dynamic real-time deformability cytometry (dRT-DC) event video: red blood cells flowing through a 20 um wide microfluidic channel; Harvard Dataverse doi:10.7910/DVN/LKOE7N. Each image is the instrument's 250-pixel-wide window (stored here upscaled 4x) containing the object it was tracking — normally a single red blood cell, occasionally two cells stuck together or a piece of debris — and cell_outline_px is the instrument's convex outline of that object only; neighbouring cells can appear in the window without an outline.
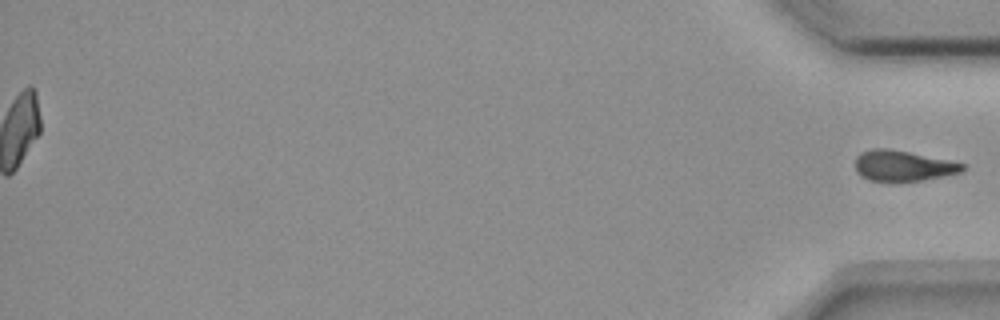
{"species": "common noctule bat (a hibernating species)", "species_latin": "Nyctalus noctula", "temperature_condition": "room temperature", "stored_images_in_passage": 56, "segment_of_instrument_passage": [2, 2], "camera_frame_rate_fps": 3000, "um_per_image_px": 0.085, "animal": {"sex": "female", "body_mass_g": 18.4}, "frame": {"image": 1, "passage_image": 56, "time_ms": 18.333, "image_size_px": [1000, 320], "cell_outline_px": [[964, 172], [944, 176], [896, 184], [868, 180], [860, 176], [856, 172], [856, 156], [860, 152], [872, 148], [888, 148], [908, 152], [964, 164]], "centroid_in_image_um": [76.68, 14.13], "position_along_channel_um": 358.5, "area_um2": 19.54}}